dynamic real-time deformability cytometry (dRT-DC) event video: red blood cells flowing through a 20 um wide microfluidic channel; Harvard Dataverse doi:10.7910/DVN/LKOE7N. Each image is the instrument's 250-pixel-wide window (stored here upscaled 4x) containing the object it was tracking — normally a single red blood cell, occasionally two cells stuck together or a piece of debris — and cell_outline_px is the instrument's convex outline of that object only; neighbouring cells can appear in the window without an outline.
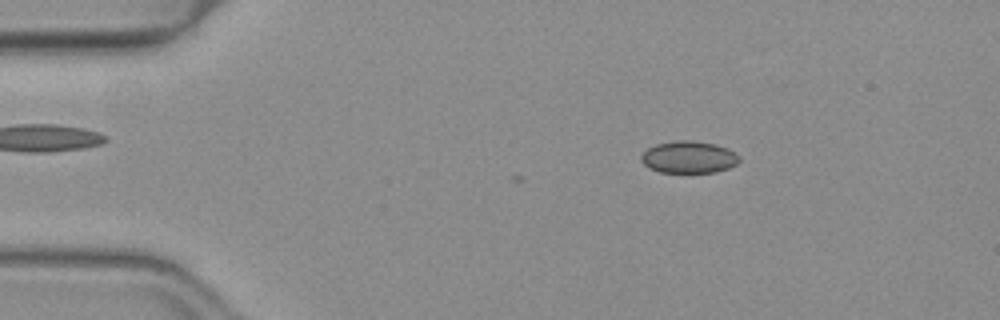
{"species": "common noctule bat (a hibernating species)", "species_latin": "Nyctalus noctula", "temperature_condition": "warm", "stored_images_in_passage": 29, "camera_frame_rate_fps": 3000, "um_per_image_px": 0.085, "animal": {"sex": "female", "body_mass_g": 19.3, "forearm_length_mm": 54.1}, "frame": {"image": 1, "passage_image": 1, "time_ms": 0.0, "image_size_px": [1000, 320], "cell_outline_px": [[740, 160], [736, 164], [728, 168], [716, 172], [660, 172], [648, 168], [640, 160], [640, 156], [648, 148], [656, 144], [676, 140], [688, 140], [716, 144], [728, 148], [740, 156]], "centroid_in_image_um": [58.54, 13.35], "position_along_channel_um": 26.5, "area_um2": 18.38}}
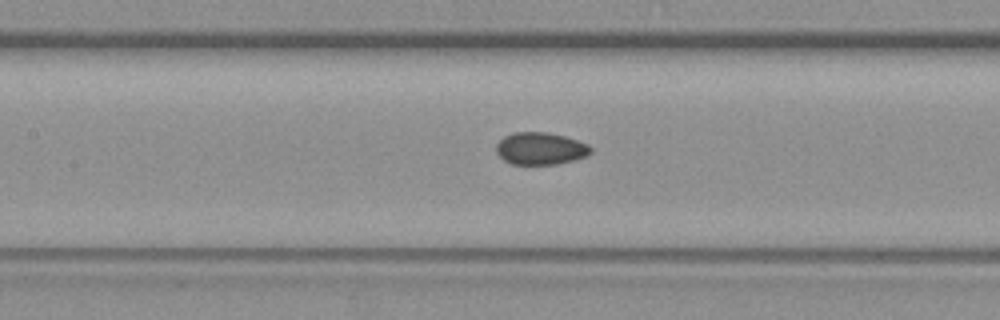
{"frame": {"image": 2, "passage_image": 16, "time_ms": 5.0, "image_size_px": [1000, 320], "cell_outline_px": [[592, 152], [588, 156], [576, 160], [556, 164], [512, 164], [504, 160], [496, 152], [496, 144], [504, 136], [512, 132], [548, 132], [564, 136], [588, 144], [592, 148]], "centroid_in_image_um": [45.96, 12.62], "position_along_channel_um": 161.4, "area_um2": 17.92}}
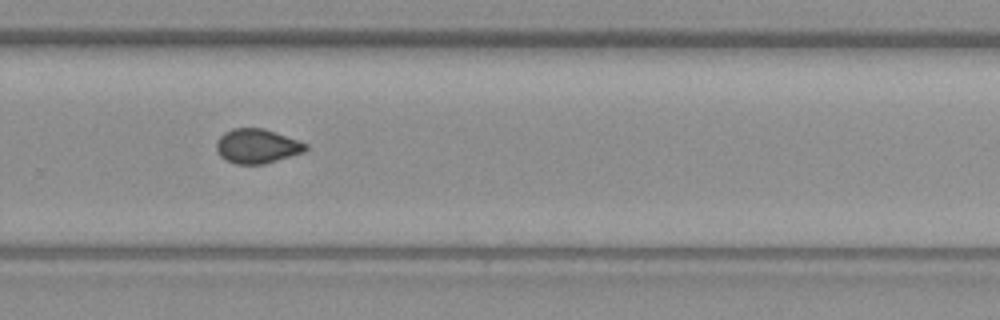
{"frame": {"image": 3, "passage_image": 27, "time_ms": 8.667, "image_size_px": [1000, 320], "cell_outline_px": [[308, 148], [304, 152], [264, 164], [236, 164], [220, 156], [216, 148], [216, 140], [224, 132], [232, 128], [264, 128], [308, 144]], "centroid_in_image_um": [21.84, 12.41], "position_along_channel_um": 308.0, "area_um2": 17.86}}